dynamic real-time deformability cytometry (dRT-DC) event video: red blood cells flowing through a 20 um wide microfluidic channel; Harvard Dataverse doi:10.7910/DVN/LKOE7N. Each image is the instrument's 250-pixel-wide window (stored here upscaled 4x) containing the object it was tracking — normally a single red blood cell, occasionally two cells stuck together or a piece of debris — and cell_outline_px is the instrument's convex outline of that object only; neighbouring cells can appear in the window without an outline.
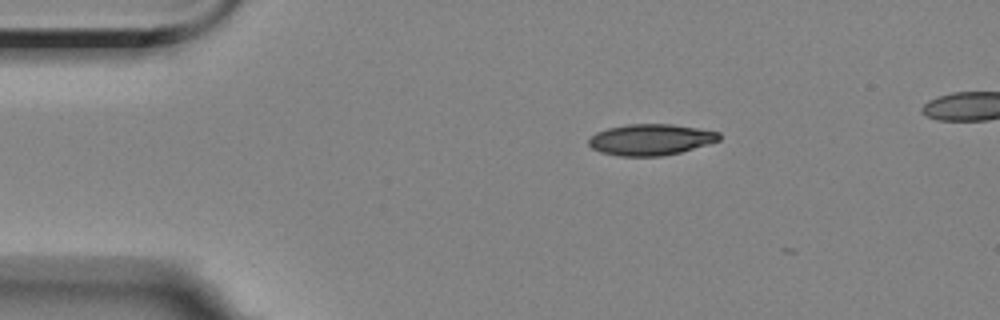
{"species": "Egyptian fruit bat (a non-hibernating species)", "species_latin": "Rousettus aegyptiacus", "temperature_condition": "room temperature", "stored_images_in_passage": 3, "camera_frame_rate_fps": 3000, "um_per_image_px": 0.085, "animal": {"sex": "female"}, "frame": {"image": 1, "passage_image": 1, "time_ms": 0.0, "image_size_px": [1000, 320], "cell_outline_px": [[720, 140], [708, 144], [680, 152], [664, 156], [620, 156], [600, 152], [592, 148], [588, 144], [588, 140], [596, 132], [608, 128], [628, 124], [672, 124], [720, 132]], "centroid_in_image_um": [55.3, 11.87], "position_along_channel_um": 29.7, "area_um2": 23.64}}
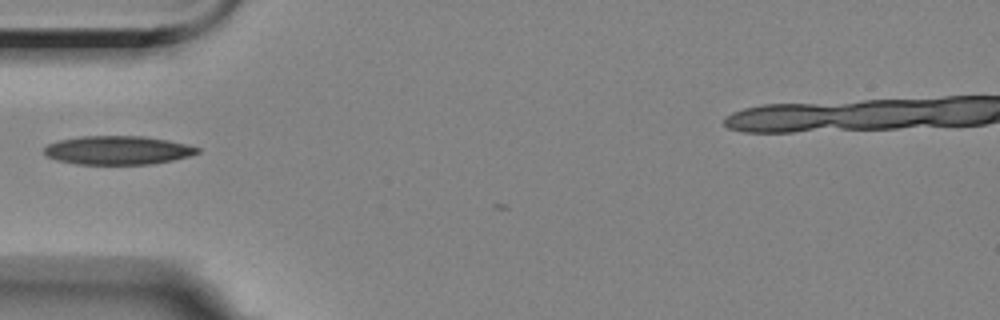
{"frame": {"image": 2, "passage_image": 3, "time_ms": 2.667, "image_size_px": [1000, 320], "cell_outline_px": [[200, 152], [188, 156], [172, 160], [152, 164], [76, 164], [56, 160], [48, 156], [44, 152], [44, 148], [48, 144], [60, 140], [80, 136], [144, 136], [168, 140], [200, 148]], "centroid_in_image_um": [10.0, 12.77], "position_along_channel_um": 75.0, "area_um2": 25.49}}